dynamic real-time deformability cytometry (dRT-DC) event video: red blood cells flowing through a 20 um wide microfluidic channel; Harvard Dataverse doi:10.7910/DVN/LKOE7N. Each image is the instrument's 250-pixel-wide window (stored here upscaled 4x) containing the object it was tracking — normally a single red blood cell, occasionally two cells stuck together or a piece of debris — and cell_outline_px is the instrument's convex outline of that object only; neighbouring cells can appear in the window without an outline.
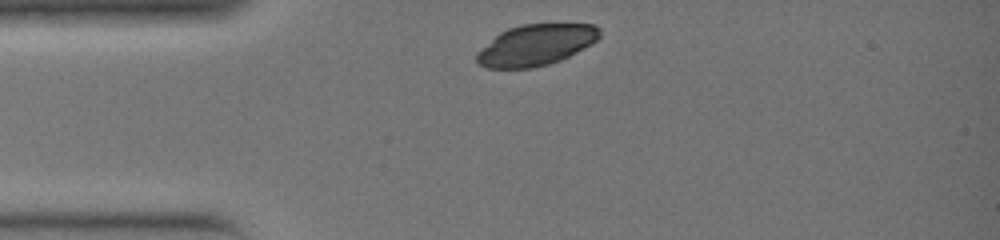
{"species": "common noctule bat (a hibernating species)", "species_latin": "Nyctalus noctula", "temperature_condition": "warm", "stored_images_in_passage": 24, "camera_frame_rate_fps": 3000, "um_per_image_px": 0.085, "animal": {"sex": "female", "body_mass_g": 19.0, "forearm_length_mm": 51.5}, "frame": {"image": 1, "passage_image": 1, "time_ms": 0.0, "image_size_px": [1000, 240], "cell_outline_px": [[600, 36], [592, 44], [560, 60], [548, 64], [532, 68], [488, 68], [480, 64], [476, 60], [476, 52], [500, 32], [508, 28], [520, 24], [596, 24], [600, 28]], "centroid_in_image_um": [45.55, 3.81], "position_along_channel_um": 39.4, "area_um2": 29.36}}
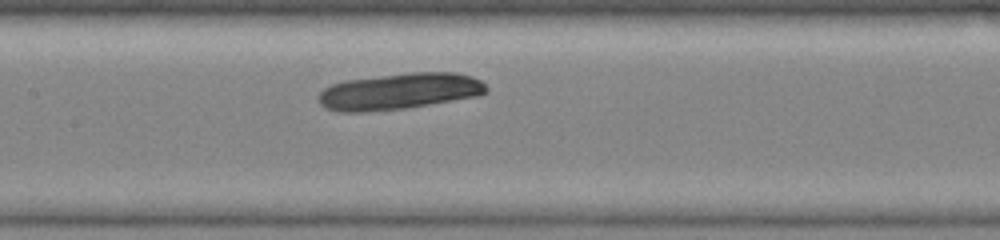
{"frame": {"image": 2, "passage_image": 10, "time_ms": 3.0, "image_size_px": [1000, 240], "cell_outline_px": [[488, 92], [480, 96], [408, 108], [368, 112], [336, 112], [324, 108], [316, 100], [316, 96], [324, 88], [332, 84], [344, 80], [408, 72], [456, 72], [472, 76], [480, 80], [488, 88]], "centroid_in_image_um": [33.92, 7.77], "position_along_channel_um": 173.5, "area_um2": 36.3}}
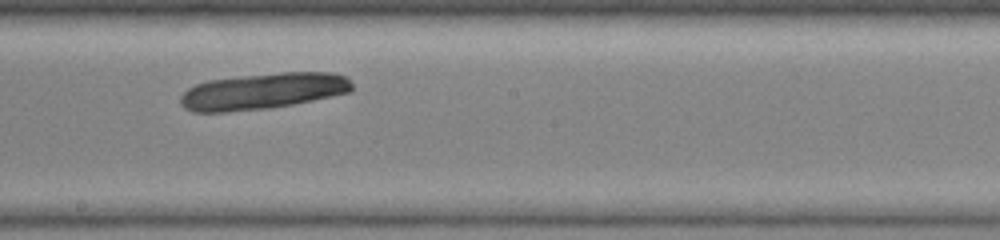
{"frame": {"image": 3, "passage_image": 13, "time_ms": 4.0, "image_size_px": [1000, 240], "cell_outline_px": [[352, 92], [292, 104], [268, 108], [228, 112], [192, 112], [184, 108], [180, 104], [180, 96], [188, 88], [196, 84], [208, 80], [280, 72], [332, 72], [348, 76], [352, 84]], "centroid_in_image_um": [22.36, 7.75], "position_along_channel_um": 225.8, "area_um2": 36.36}}